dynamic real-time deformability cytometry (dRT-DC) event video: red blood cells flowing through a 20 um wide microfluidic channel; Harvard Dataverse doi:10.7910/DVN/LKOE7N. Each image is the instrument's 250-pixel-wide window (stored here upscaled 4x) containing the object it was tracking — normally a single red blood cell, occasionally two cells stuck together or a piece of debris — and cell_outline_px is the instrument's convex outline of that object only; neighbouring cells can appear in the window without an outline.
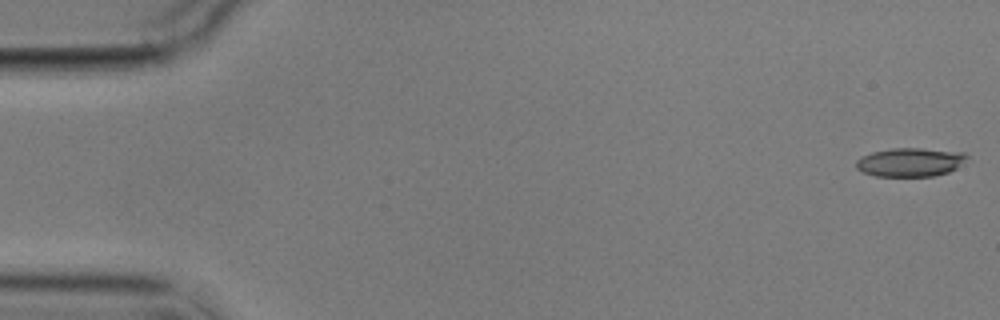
{"species": "common noctule bat (a hibernating species)", "species_latin": "Nyctalus noctula", "temperature_condition": "cold", "stored_images_in_passage": 6, "camera_frame_rate_fps": 3000, "um_per_image_px": 0.085, "animal": {"sex": "male", "body_mass_g": 17.9}, "frame": {"image": 1, "passage_image": 1, "time_ms": 0.0, "image_size_px": [1000, 320], "cell_outline_px": [[968, 156], [956, 168], [948, 172], [936, 176], [876, 176], [864, 172], [856, 168], [856, 160], [860, 156], [872, 152], [892, 148], [920, 148], [964, 152]], "centroid_in_image_um": [77.34, 13.78], "position_along_channel_um": 7.7, "area_um2": 18.5}}
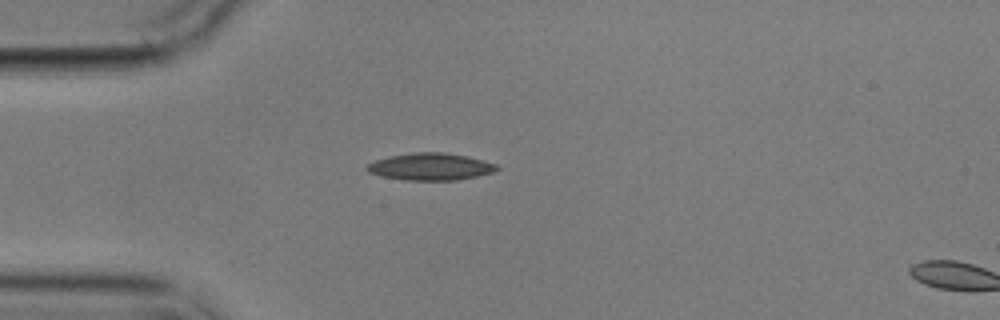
{"frame": {"image": 2, "passage_image": 5, "time_ms": 4.667, "image_size_px": [1000, 320], "cell_outline_px": [[500, 168], [492, 172], [476, 176], [456, 180], [404, 180], [380, 176], [368, 172], [364, 168], [368, 164], [376, 160], [388, 156], [412, 152], [444, 152], [484, 160], [496, 164]], "centroid_in_image_um": [36.55, 14.16], "position_along_channel_um": 48.5, "area_um2": 20.52}}